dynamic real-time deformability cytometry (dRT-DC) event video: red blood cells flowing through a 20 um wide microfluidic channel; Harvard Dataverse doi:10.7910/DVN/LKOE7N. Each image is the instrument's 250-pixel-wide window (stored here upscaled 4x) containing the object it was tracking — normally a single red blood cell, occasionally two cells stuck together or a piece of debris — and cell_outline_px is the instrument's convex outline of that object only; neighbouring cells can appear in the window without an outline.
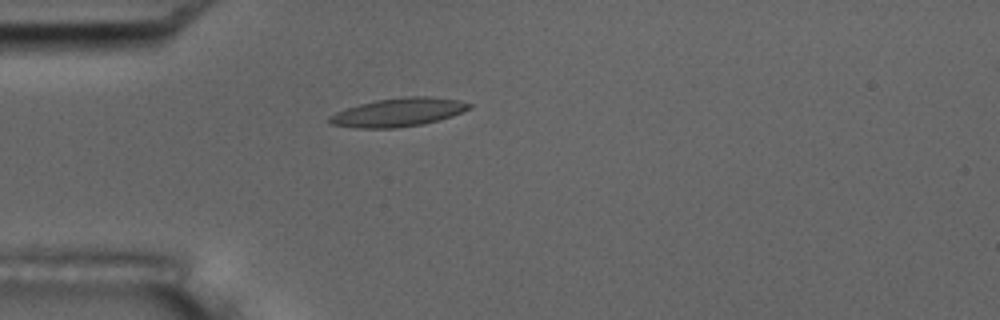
{"species": "common noctule bat (a hibernating species)", "species_latin": "Nyctalus noctula", "temperature_condition": "room temperature", "stored_images_in_passage": 33, "camera_frame_rate_fps": 3000, "um_per_image_px": 0.085, "animal": {"sex": "male", "body_mass_g": 17.5, "forearm_length_mm": 52.3}, "frame": {"image": 1, "passage_image": 1, "time_ms": 0.0, "image_size_px": [1000, 320], "cell_outline_px": [[472, 108], [452, 116], [424, 124], [396, 128], [352, 128], [328, 124], [328, 116], [336, 112], [360, 104], [376, 100], [404, 96], [428, 96], [460, 100], [472, 104]], "centroid_in_image_um": [33.85, 9.55], "position_along_channel_um": 51.1, "area_um2": 23.41}, "authors_computed_cell_mechanics": {"area_um2": 21.386, "velocity_mm_per_s": 3.7, "shape_relaxation_time_tau1_ms": 4.2645, "shape_relaxation_time_tau2_ms": 2.4267, "deformation_change_tau1": 0.1803, "deformation_change_tau2": 0.0978}}